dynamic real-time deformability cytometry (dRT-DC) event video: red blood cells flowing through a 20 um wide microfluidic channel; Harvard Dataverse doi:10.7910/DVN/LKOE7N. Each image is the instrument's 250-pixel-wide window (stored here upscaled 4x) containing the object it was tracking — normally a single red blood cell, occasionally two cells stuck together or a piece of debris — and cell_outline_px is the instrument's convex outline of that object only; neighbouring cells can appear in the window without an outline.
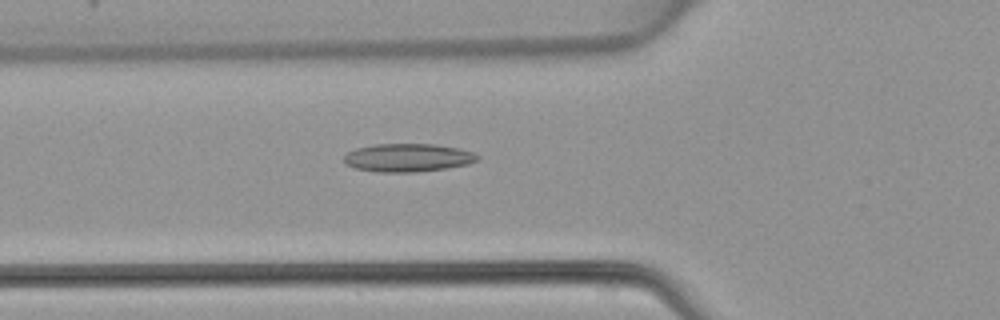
{"species": "common noctule bat (a hibernating species)", "species_latin": "Nyctalus noctula", "temperature_condition": "warm", "stored_images_in_passage": 40, "camera_frame_rate_fps": 3000, "um_per_image_px": 0.085, "animal": {"sex": "female", "body_mass_g": 22.7, "forearm_length_mm": 54.2}, "frame": {"image": 1, "passage_image": 10, "time_ms": 3.0, "image_size_px": [1000, 320], "cell_outline_px": [[480, 160], [468, 164], [444, 168], [416, 172], [380, 172], [356, 168], [348, 164], [344, 160], [344, 156], [348, 152], [356, 148], [372, 144], [436, 144], [460, 148], [476, 152], [480, 156]], "centroid_in_image_um": [34.73, 13.39], "position_along_channel_um": 91.1, "area_um2": 22.02}}
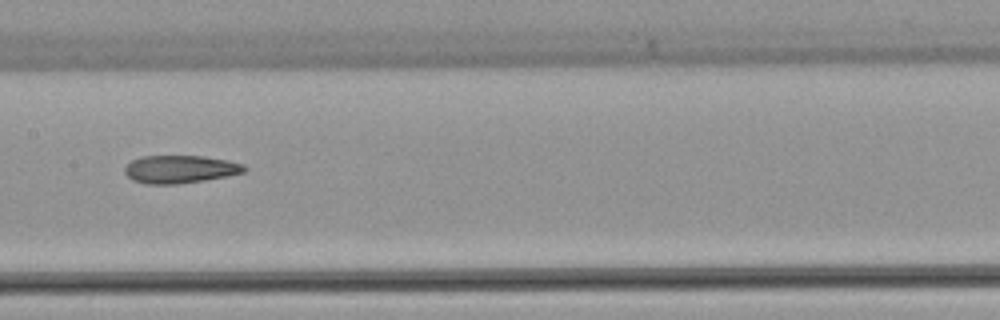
{"frame": {"image": 2, "passage_image": 17, "time_ms": 5.333, "image_size_px": [1000, 320], "cell_outline_px": [[248, 168], [244, 172], [228, 176], [204, 180], [176, 184], [144, 184], [132, 180], [124, 172], [124, 168], [132, 160], [140, 156], [204, 156], [228, 160], [244, 164]], "centroid_in_image_um": [15.31, 14.38], "position_along_channel_um": 192.1, "area_um2": 19.54}}
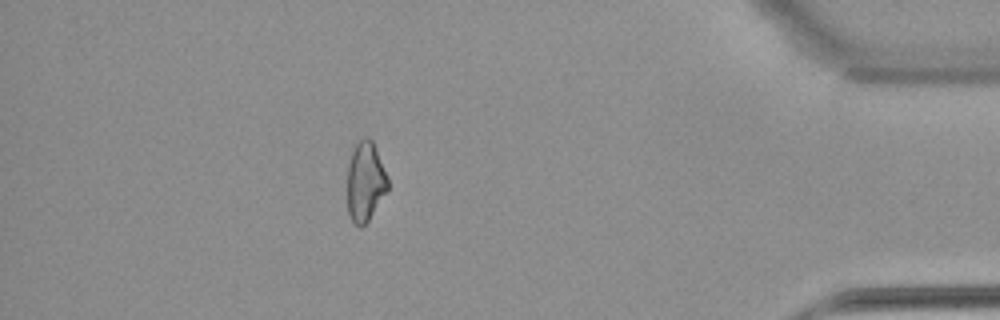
{"frame": {"image": 3, "passage_image": 35, "time_ms": 11.333, "image_size_px": [1000, 320], "cell_outline_px": [[388, 188], [368, 220], [360, 228], [352, 220], [348, 212], [348, 164], [352, 148], [364, 136], [368, 136], [372, 140], [388, 176]], "centroid_in_image_um": [31.04, 15.39], "position_along_channel_um": 404.2, "area_um2": 18.61}}